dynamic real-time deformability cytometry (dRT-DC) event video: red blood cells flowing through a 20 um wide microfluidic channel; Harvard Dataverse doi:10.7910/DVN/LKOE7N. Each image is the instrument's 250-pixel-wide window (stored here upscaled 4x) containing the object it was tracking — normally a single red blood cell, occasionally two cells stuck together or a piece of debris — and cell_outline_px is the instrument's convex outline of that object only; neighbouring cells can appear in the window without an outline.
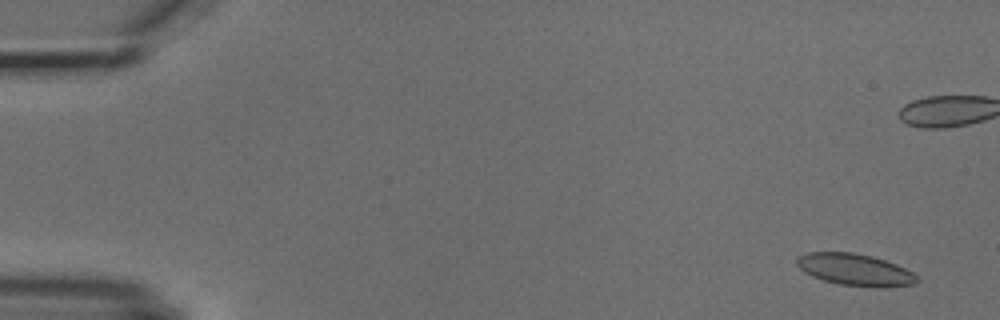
{"species": "common noctule bat (a hibernating species)", "species_latin": "Nyctalus noctula", "temperature_condition": "cold", "stored_images_in_passage": 5, "camera_frame_rate_fps": 3000, "um_per_image_px": 0.085, "animal": {"sex": "male", "body_mass_g": 18.8}, "frame": {"image": 1, "passage_image": 1, "time_ms": 0.0, "image_size_px": [1000, 320], "cell_outline_px": [[920, 280], [916, 284], [884, 288], [876, 288], [840, 284], [824, 280], [812, 276], [804, 272], [796, 264], [796, 256], [808, 252], [852, 252], [872, 256], [896, 264], [920, 276]], "centroid_in_image_um": [72.71, 22.93], "position_along_channel_um": 12.3, "area_um2": 22.6}}
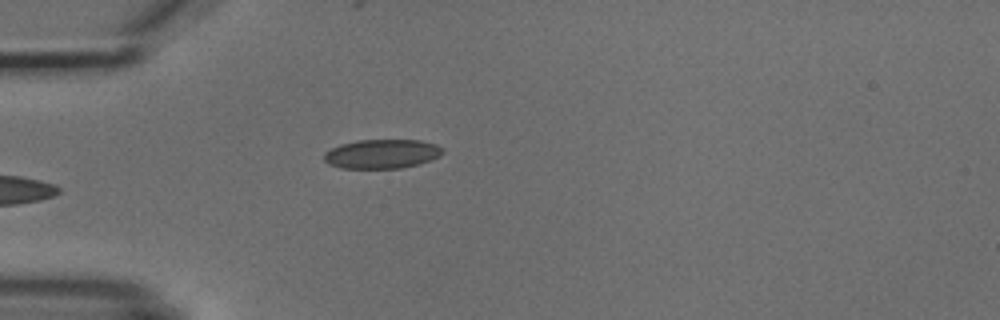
{"frame": {"image": 2, "passage_image": 5, "time_ms": 5.333, "image_size_px": [1000, 320], "cell_outline_px": [[444, 152], [440, 156], [432, 160], [420, 164], [400, 168], [340, 168], [328, 164], [324, 160], [324, 152], [340, 144], [356, 140], [420, 140], [436, 144], [444, 148]], "centroid_in_image_um": [32.48, 13.08], "position_along_channel_um": 52.5, "area_um2": 20.4}}